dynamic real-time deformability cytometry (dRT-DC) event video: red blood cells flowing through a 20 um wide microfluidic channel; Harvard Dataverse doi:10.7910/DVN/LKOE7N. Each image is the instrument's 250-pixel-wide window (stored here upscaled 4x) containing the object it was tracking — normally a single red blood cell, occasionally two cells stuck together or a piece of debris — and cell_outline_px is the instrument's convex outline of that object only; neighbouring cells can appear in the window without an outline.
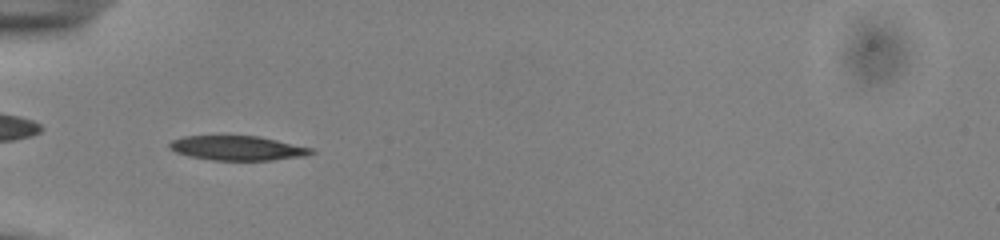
{"species": "common noctule bat (a hibernating species)", "species_latin": "Nyctalus noctula", "temperature_condition": "cold", "stored_images_in_passage": 47, "camera_frame_rate_fps": 3000, "um_per_image_px": 0.085, "animal": {"sex": "male", "body_mass_g": 13.0, "forearm_length_mm": 53.1}, "frame": {"image": 1, "passage_image": 12, "time_ms": 3.667, "image_size_px": [1000, 240], "cell_outline_px": [[316, 152], [304, 156], [272, 160], [212, 160], [188, 156], [176, 152], [168, 148], [168, 144], [172, 140], [184, 136], [256, 136], [276, 140], [312, 148]], "centroid_in_image_um": [20.15, 12.59], "position_along_channel_um": 64.8, "area_um2": 20.11}}
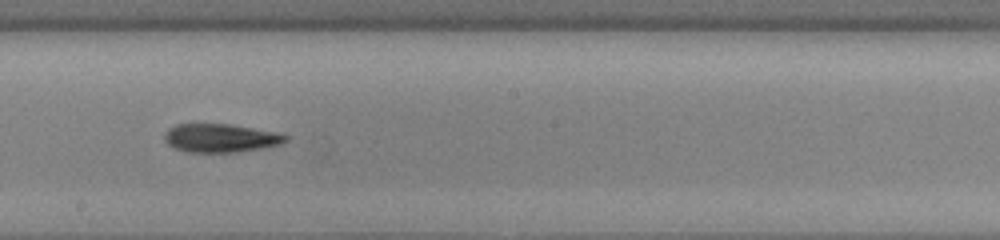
{"frame": {"image": 2, "passage_image": 25, "time_ms": 8.0, "image_size_px": [1000, 240], "cell_outline_px": [[288, 140], [280, 144], [264, 148], [236, 152], [188, 152], [172, 148], [164, 140], [164, 132], [168, 128], [176, 124], [228, 124], [276, 132], [288, 136]], "centroid_in_image_um": [18.71, 11.74], "position_along_channel_um": 229.5, "area_um2": 20.17}}
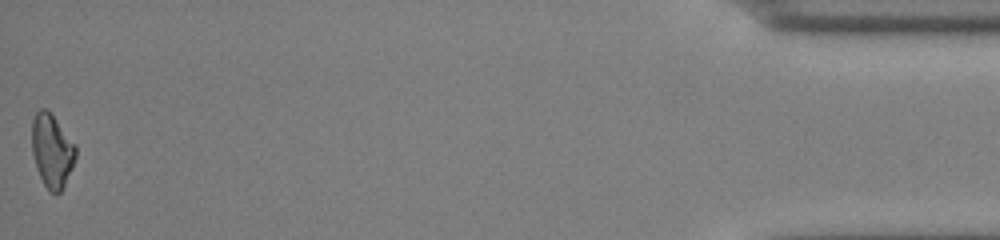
{"frame": {"image": 3, "passage_image": 47, "time_ms": 15.333, "image_size_px": [1000, 240], "cell_outline_px": [[76, 156], [72, 168], [60, 192], [56, 196], [48, 192], [40, 176], [32, 152], [32, 120], [36, 112], [40, 108], [44, 108], [52, 116], [76, 144]], "centroid_in_image_um": [4.42, 12.85], "position_along_channel_um": 430.8, "area_um2": 18.55}, "authors_computed_cell_mechanics": {"area_um2": 19.7676, "velocity_mm_per_s": 3.9109, "shape_relaxation_time_tau1_ms": 3.9589, "shape_relaxation_time_tau2_ms": 8.6185, "deformation_change_tau1": 0.1281, "deformation_change_tau2": 0.2035}}